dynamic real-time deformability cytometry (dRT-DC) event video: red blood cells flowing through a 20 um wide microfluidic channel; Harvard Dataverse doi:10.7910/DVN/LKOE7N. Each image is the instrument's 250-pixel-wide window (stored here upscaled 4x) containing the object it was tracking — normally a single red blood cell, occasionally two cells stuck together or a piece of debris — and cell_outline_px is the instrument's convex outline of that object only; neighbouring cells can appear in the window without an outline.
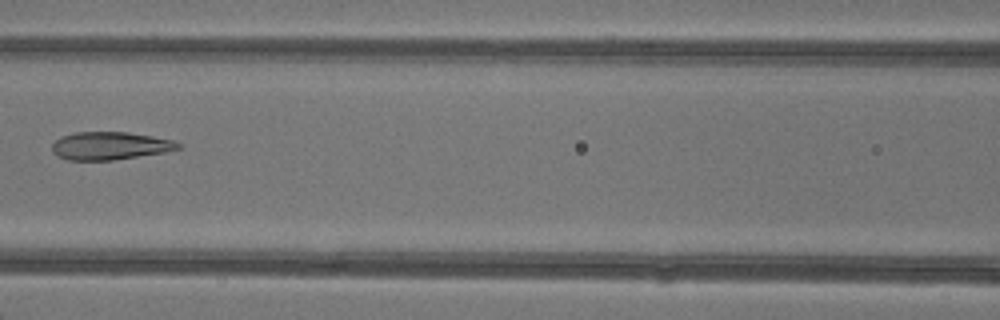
{"species": "common noctule bat (a hibernating species)", "species_latin": "Nyctalus noctula", "temperature_condition": "warm", "stored_images_in_passage": 8, "camera_frame_rate_fps": 3000, "um_per_image_px": 0.085, "animal": {"sex": "female"}, "frame": {"image": 1, "passage_image": 7, "time_ms": 7.0, "image_size_px": [1000, 320], "cell_outline_px": [[180, 148], [164, 152], [112, 160], [68, 160], [56, 156], [52, 152], [52, 144], [60, 136], [72, 132], [128, 132], [152, 136], [172, 140], [180, 144]], "centroid_in_image_um": [9.28, 12.39], "position_along_channel_um": 157.3, "area_um2": 20.46}}
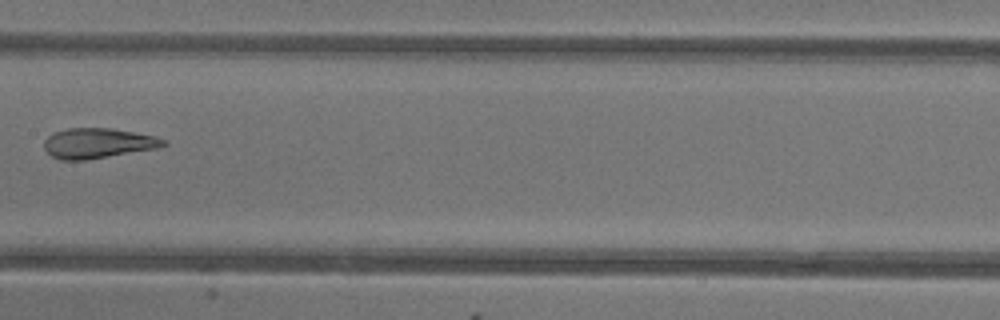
{"frame": {"image": 2, "passage_image": 8, "time_ms": 8.0, "image_size_px": [1000, 320], "cell_outline_px": [[168, 144], [160, 148], [88, 160], [60, 160], [52, 156], [44, 148], [44, 140], [52, 132], [68, 128], [112, 128], [156, 136], [168, 140]], "centroid_in_image_um": [8.36, 12.17], "position_along_channel_um": 199.0, "area_um2": 21.33}}